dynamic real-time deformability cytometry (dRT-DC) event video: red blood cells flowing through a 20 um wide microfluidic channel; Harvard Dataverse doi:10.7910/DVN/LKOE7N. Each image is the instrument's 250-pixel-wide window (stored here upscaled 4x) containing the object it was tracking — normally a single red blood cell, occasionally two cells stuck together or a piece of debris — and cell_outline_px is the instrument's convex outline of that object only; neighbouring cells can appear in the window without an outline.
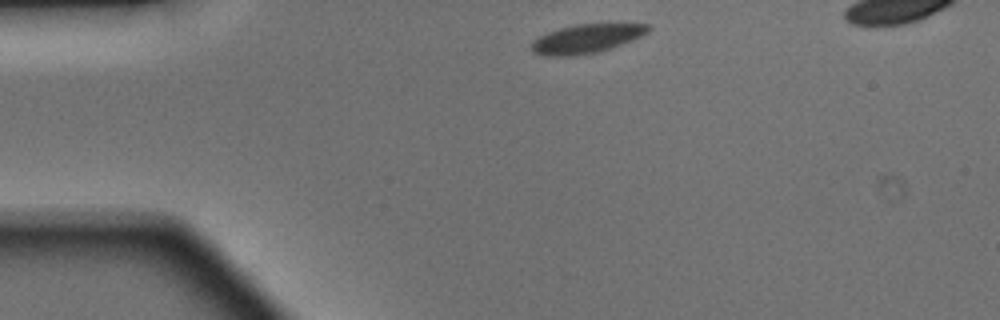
{"species": "Egyptian fruit bat (a non-hibernating species)", "species_latin": "Rousettus aegyptiacus", "temperature_condition": "warm", "stored_images_in_passage": 37, "camera_frame_rate_fps": 3000, "um_per_image_px": 0.085, "animal": {"sex": "male"}, "frame": {"image": 1, "passage_image": 1, "time_ms": 0.0, "image_size_px": [1000, 320], "cell_outline_px": [[652, 28], [648, 32], [632, 40], [600, 52], [572, 56], [540, 56], [532, 52], [532, 40], [548, 32], [560, 28], [576, 24], [648, 24]], "centroid_in_image_um": [49.82, 3.3], "position_along_channel_um": 35.2, "area_um2": 19.65}}
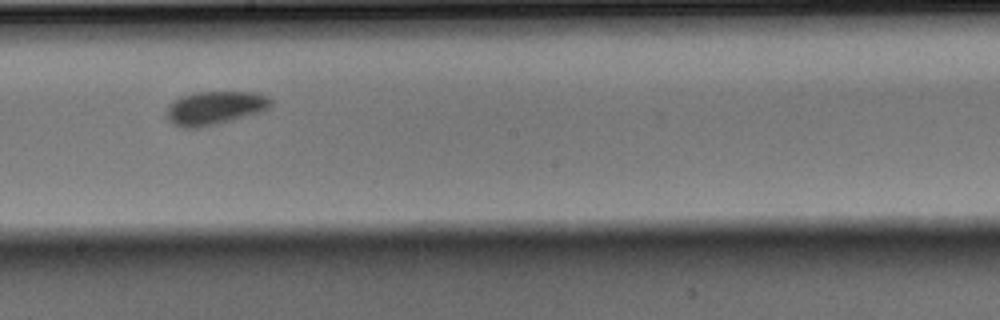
{"frame": {"image": 2, "passage_image": 18, "time_ms": 5.667, "image_size_px": [1000, 320], "cell_outline_px": [[272, 108], [264, 112], [200, 128], [184, 128], [172, 124], [164, 116], [164, 112], [168, 104], [180, 96], [192, 92], [252, 92], [268, 96], [272, 100]], "centroid_in_image_um": [18.24, 9.18], "position_along_channel_um": 230.0, "area_um2": 20.98}}
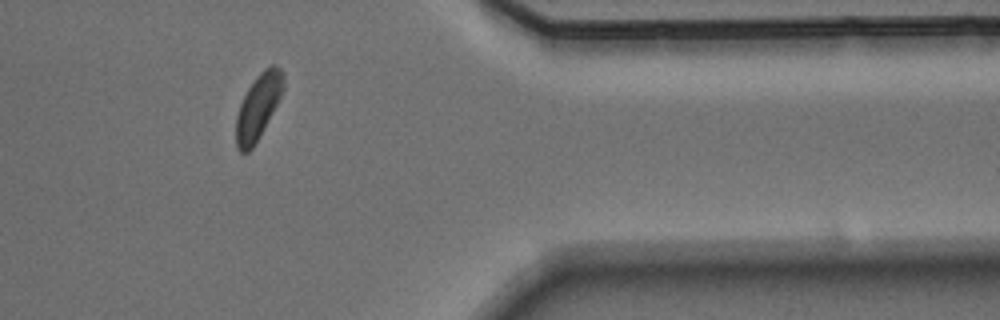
{"frame": {"image": 3, "passage_image": 31, "time_ms": 10.0, "image_size_px": [1000, 320], "cell_outline_px": [[284, 88], [272, 112], [252, 148], [248, 152], [240, 152], [236, 148], [236, 116], [240, 104], [248, 88], [256, 76], [264, 68], [272, 64], [280, 68], [284, 84]], "centroid_in_image_um": [21.91, 9.06], "position_along_channel_um": 389.5, "area_um2": 17.46}, "authors_computed_cell_mechanics": {"area_um2": 19.7098, "velocity_mm_per_s": 4.1234, "shape_relaxation_time_tau1_ms": 2.1888, "shape_relaxation_time_tau2_ms": 3.0703, "deformation_change_tau1": 0.0945, "deformation_change_tau2": 0.0674}}